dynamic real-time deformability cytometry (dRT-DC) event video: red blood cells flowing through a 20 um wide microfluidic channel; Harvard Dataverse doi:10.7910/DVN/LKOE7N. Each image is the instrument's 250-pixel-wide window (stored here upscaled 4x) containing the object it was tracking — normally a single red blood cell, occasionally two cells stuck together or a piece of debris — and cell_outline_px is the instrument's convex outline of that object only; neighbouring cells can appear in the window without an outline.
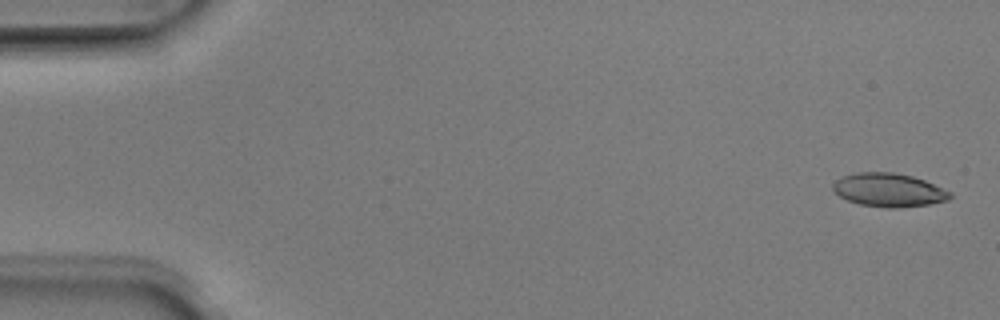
{"species": "Egyptian fruit bat (a non-hibernating species)", "species_latin": "Rousettus aegyptiacus", "temperature_condition": "room temperature", "stored_images_in_passage": 51, "camera_frame_rate_fps": 3000, "um_per_image_px": 0.085, "animal": {"sex": "male"}, "frame": {"image": 1, "passage_image": 2, "time_ms": 0.333, "image_size_px": [1000, 320], "cell_outline_px": [[952, 196], [948, 200], [928, 204], [900, 208], [888, 208], [860, 204], [848, 200], [840, 196], [832, 188], [832, 184], [836, 180], [844, 176], [856, 172], [892, 172], [912, 176], [924, 180], [952, 192]], "centroid_in_image_um": [75.56, 16.15], "position_along_channel_um": 9.4, "area_um2": 22.77}}
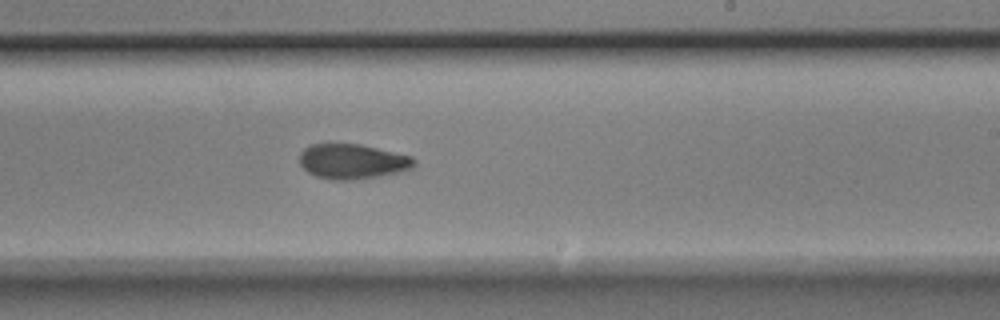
{"frame": {"image": 2, "passage_image": 31, "time_ms": 10.0, "image_size_px": [1000, 320], "cell_outline_px": [[416, 164], [412, 168], [400, 172], [380, 176], [352, 180], [332, 180], [316, 176], [308, 172], [300, 164], [300, 152], [304, 148], [312, 144], [360, 144], [412, 156], [416, 160]], "centroid_in_image_um": [29.97, 13.73], "position_along_channel_um": 259.0, "area_um2": 23.41}}
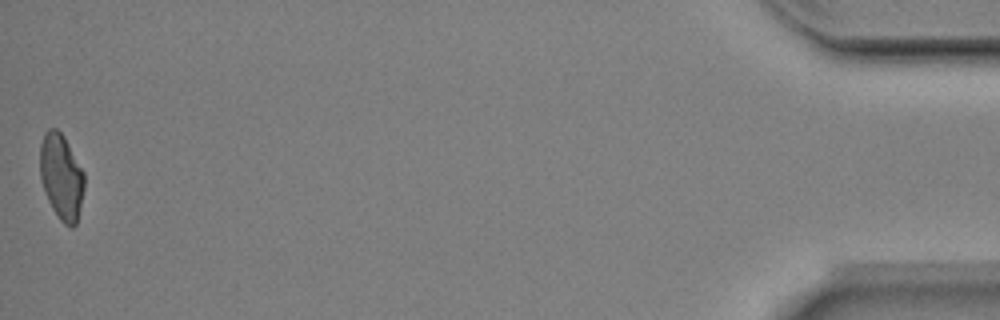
{"frame": {"image": 3, "passage_image": 51, "time_ms": 16.667, "image_size_px": [1000, 320], "cell_outline_px": [[84, 188], [76, 224], [72, 228], [64, 224], [60, 220], [52, 208], [48, 200], [40, 176], [40, 144], [44, 132], [48, 128], [56, 128], [64, 136], [84, 172]], "centroid_in_image_um": [5.21, 15.0], "position_along_channel_um": 430.0, "area_um2": 22.02}, "authors_computed_cell_mechanics": {"area_um2": 22.8888, "velocity_mm_per_s": 3.9858, "shape_relaxation_time_tau1_ms": 3.317, "shape_relaxation_time_tau2_ms": 4.4425, "deformation_change_tau1": 0.1391, "deformation_change_tau2": 0.0997}}